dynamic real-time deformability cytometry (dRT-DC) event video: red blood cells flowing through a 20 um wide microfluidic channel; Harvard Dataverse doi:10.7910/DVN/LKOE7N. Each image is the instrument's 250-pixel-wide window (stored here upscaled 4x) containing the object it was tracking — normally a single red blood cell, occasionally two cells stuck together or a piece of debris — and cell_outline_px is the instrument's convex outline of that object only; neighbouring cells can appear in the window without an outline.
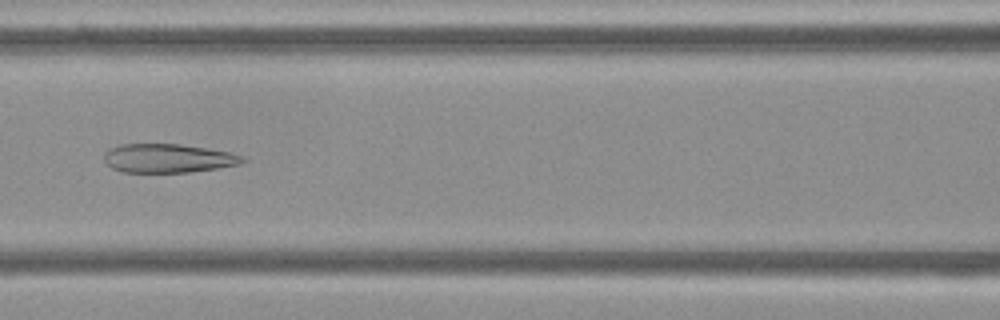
{"species": "Egyptian fruit bat (a non-hibernating species)", "species_latin": "Rousettus aegyptiacus", "temperature_condition": "cold", "stored_images_in_passage": 53, "camera_frame_rate_fps": 3000, "um_per_image_px": 0.085, "frame": {"image": 1, "passage_image": 23, "time_ms": 7.333, "image_size_px": [1000, 320], "cell_outline_px": [[248, 160], [240, 164], [216, 168], [188, 172], [124, 172], [112, 168], [104, 160], [104, 152], [108, 148], [120, 144], [180, 144], [228, 152], [240, 156]], "centroid_in_image_um": [14.23, 13.45], "position_along_channel_um": 152.4, "area_um2": 23.06}}
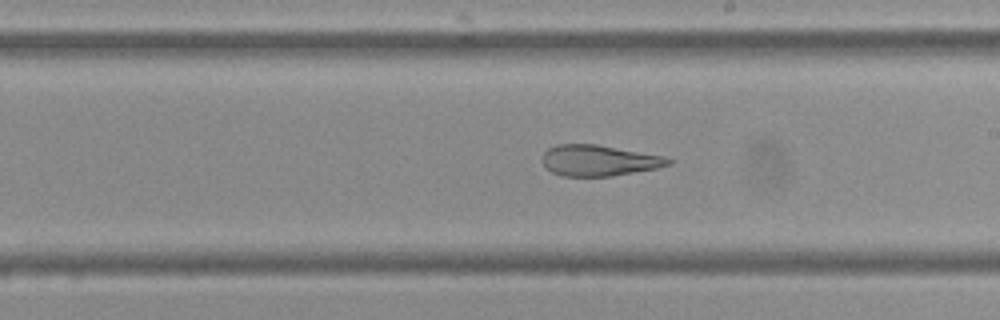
{"frame": {"image": 2, "passage_image": 30, "time_ms": 9.667, "image_size_px": [1000, 320], "cell_outline_px": [[672, 164], [656, 168], [612, 176], [564, 176], [552, 172], [540, 160], [540, 156], [548, 148], [556, 144], [596, 144], [664, 156], [672, 160]], "centroid_in_image_um": [50.87, 13.63], "position_along_channel_um": 238.1, "area_um2": 22.72}}
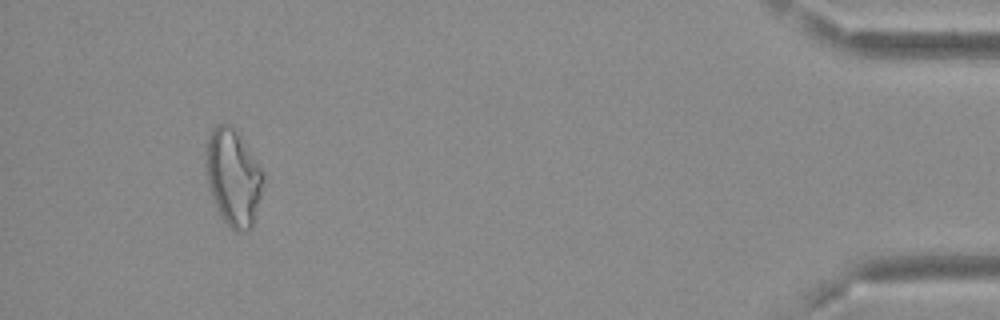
{"frame": {"image": 3, "passage_image": 50, "time_ms": 16.333, "image_size_px": [1000, 320], "cell_outline_px": [[264, 180], [256, 216], [252, 228], [248, 232], [236, 232], [228, 228], [220, 216], [212, 196], [208, 184], [204, 152], [208, 136], [212, 128], [216, 124], [228, 124], [232, 128], [248, 148], [264, 172]], "centroid_in_image_um": [19.82, 15.14], "position_along_channel_um": 415.4, "area_um2": 32.54}, "authors_computed_cell_mechanics": {"area_um2": 28.6688, "velocity_mm_per_s": 3.6838, "shape_relaxation_time_tau1_ms": null, "shape_relaxation_time_tau2_ms": 2.4791, "deformation_change_tau1": null, "deformation_change_tau2": 0.1224}}